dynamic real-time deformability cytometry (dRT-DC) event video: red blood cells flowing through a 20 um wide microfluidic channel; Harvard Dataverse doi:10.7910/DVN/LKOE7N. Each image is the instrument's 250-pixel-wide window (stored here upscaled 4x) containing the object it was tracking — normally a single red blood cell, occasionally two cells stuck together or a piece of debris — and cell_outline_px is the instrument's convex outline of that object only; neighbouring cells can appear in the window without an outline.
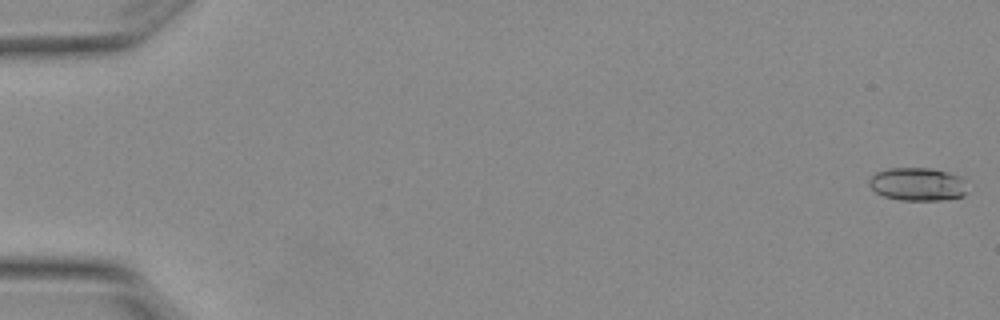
{"species": "Egyptian fruit bat (a non-hibernating species)", "species_latin": "Rousettus aegyptiacus", "temperature_condition": "warm", "stored_images_in_passage": 5, "camera_frame_rate_fps": 3000, "um_per_image_px": 0.085, "animal": {"sex": "female"}, "frame": {"image": 1, "passage_image": 1, "time_ms": 0.0, "image_size_px": [1000, 320], "cell_outline_px": [[968, 192], [964, 196], [944, 200], [900, 200], [884, 196], [876, 192], [868, 184], [868, 180], [876, 172], [888, 168], [932, 168], [948, 172], [960, 176], [964, 180]], "centroid_in_image_um": [78.02, 15.66], "position_along_channel_um": 7.0, "area_um2": 19.19}}
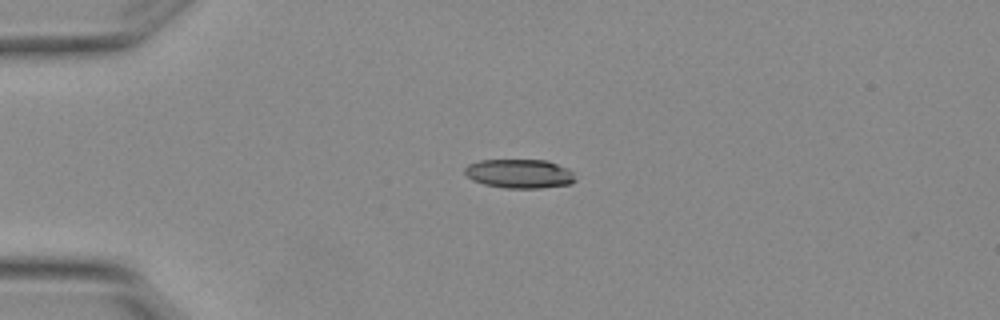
{"frame": {"image": 2, "passage_image": 4, "time_ms": 1.0, "image_size_px": [1000, 320], "cell_outline_px": [[576, 180], [572, 184], [540, 188], [504, 188], [484, 184], [472, 180], [464, 172], [464, 168], [468, 164], [480, 160], [548, 160], [568, 168], [572, 172]], "centroid_in_image_um": [44.17, 14.76], "position_along_channel_um": 40.8, "area_um2": 18.84}}